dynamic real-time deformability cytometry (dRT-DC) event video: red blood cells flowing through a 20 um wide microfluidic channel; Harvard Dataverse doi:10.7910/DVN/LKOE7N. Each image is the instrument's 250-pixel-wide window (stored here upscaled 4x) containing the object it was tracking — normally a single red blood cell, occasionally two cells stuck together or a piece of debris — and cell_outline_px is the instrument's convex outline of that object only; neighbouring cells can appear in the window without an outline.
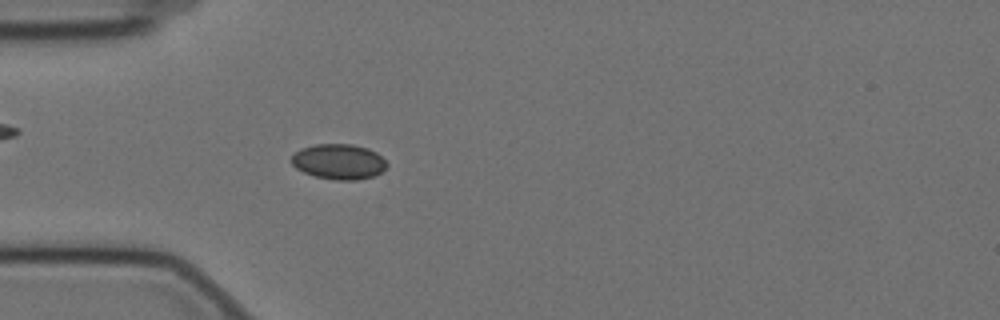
{"species": "Egyptian fruit bat (a non-hibernating species)", "species_latin": "Rousettus aegyptiacus", "temperature_condition": "cold", "stored_images_in_passage": 54, "camera_frame_rate_fps": 3000, "um_per_image_px": 0.085, "animal": {"sex": "female"}, "frame": {"image": 1, "passage_image": 13, "time_ms": 4.0, "image_size_px": [1000, 320], "cell_outline_px": [[388, 164], [380, 172], [372, 176], [356, 180], [336, 180], [316, 176], [304, 172], [296, 168], [292, 164], [292, 156], [300, 148], [316, 144], [352, 144], [368, 148], [376, 152]], "centroid_in_image_um": [28.78, 13.73], "position_along_channel_um": 56.2, "area_um2": 19.42}}
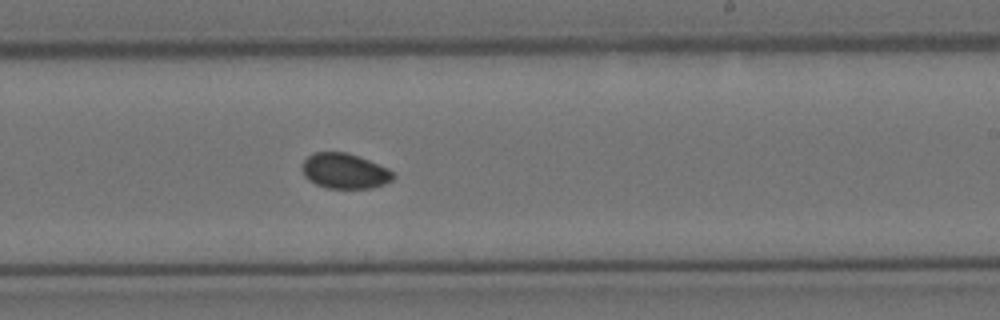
{"frame": {"image": 2, "passage_image": 31, "time_ms": 10.0, "image_size_px": [1000, 320], "cell_outline_px": [[396, 176], [392, 180], [384, 184], [372, 188], [328, 188], [316, 184], [308, 180], [304, 176], [300, 168], [304, 160], [308, 156], [316, 152], [344, 152], [368, 160], [388, 168]], "centroid_in_image_um": [29.27, 14.54], "position_along_channel_um": 259.7, "area_um2": 18.67}}
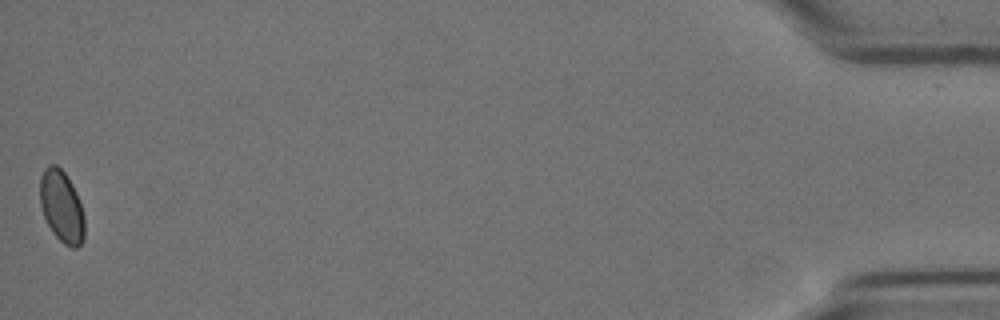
{"frame": {"image": 3, "passage_image": 54, "time_ms": 17.667, "image_size_px": [1000, 320], "cell_outline_px": [[84, 240], [76, 248], [72, 248], [64, 244], [52, 232], [44, 216], [40, 204], [40, 176], [44, 168], [48, 164], [56, 164], [64, 172], [72, 184], [76, 192], [84, 216]], "centroid_in_image_um": [5.23, 17.54], "position_along_channel_um": 430.0, "area_um2": 18.67}, "authors_computed_cell_mechanics": {"area_um2": 18.9584, "velocity_mm_per_s": 3.4693, "shape_relaxation_time_tau1_ms": null, "shape_relaxation_time_tau2_ms": 4.0369, "deformation_change_tau1": null, "deformation_change_tau2": 0.0376}}